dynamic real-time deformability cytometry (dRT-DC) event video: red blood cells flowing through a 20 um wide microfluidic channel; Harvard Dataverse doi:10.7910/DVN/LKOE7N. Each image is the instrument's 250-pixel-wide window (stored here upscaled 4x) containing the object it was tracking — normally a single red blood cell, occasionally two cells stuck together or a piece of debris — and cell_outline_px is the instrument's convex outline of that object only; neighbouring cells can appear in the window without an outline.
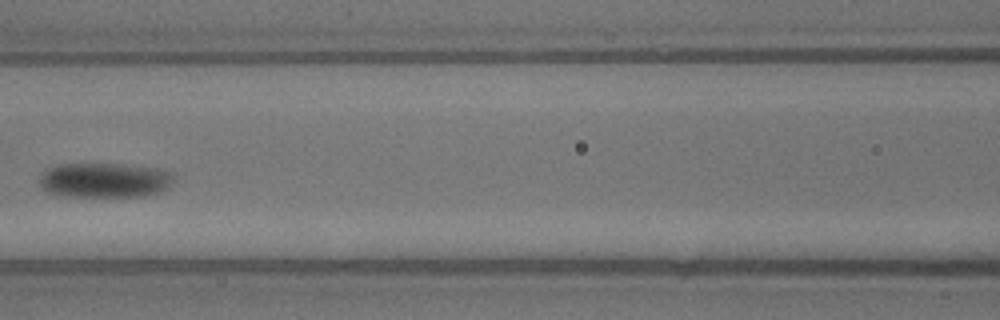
{"species": "common noctule bat (a hibernating species)", "species_latin": "Nyctalus noctula", "temperature_condition": "warm", "stored_images_in_passage": 14, "camera_frame_rate_fps": 3000, "um_per_image_px": 0.085, "animal": {"sex": "male", "body_mass_g": 13.3}, "frame": {"image": 1, "passage_image": 7, "time_ms": 2.0, "image_size_px": [1000, 320], "cell_outline_px": [[176, 176], [168, 188], [160, 192], [144, 196], [68, 196], [44, 192], [40, 184], [40, 176], [44, 168], [56, 164], [124, 164], [160, 168], [172, 172]], "centroid_in_image_um": [8.9, 15.3], "position_along_channel_um": 157.7, "area_um2": 27.74}}